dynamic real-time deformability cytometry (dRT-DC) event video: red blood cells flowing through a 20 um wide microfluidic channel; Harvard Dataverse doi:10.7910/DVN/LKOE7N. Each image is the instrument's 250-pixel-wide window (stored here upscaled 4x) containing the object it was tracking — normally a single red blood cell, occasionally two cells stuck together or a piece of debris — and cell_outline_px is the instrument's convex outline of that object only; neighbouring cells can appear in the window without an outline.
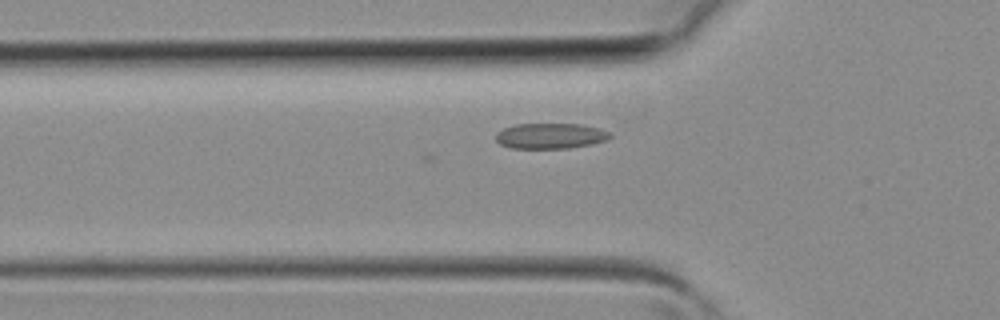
{"species": "common noctule bat (a hibernating species)", "species_latin": "Nyctalus noctula", "temperature_condition": "room temperature", "stored_images_in_passage": 28, "camera_frame_rate_fps": 3000, "um_per_image_px": 0.085, "animal": {"sex": "female", "body_mass_g": 19.3, "forearm_length_mm": 54.1}, "frame": {"image": 1, "passage_image": 3, "time_ms": 0.667, "image_size_px": [1000, 320], "cell_outline_px": [[612, 136], [604, 140], [592, 144], [568, 148], [512, 148], [500, 144], [496, 140], [496, 132], [504, 128], [516, 124], [580, 124], [600, 128], [608, 132]], "centroid_in_image_um": [46.76, 11.55], "position_along_channel_um": 79.0, "area_um2": 16.88}}
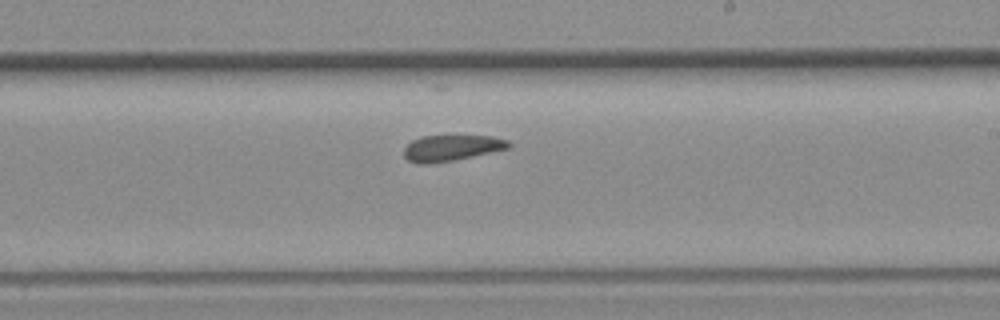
{"frame": {"image": 2, "passage_image": 13, "time_ms": 4.0, "image_size_px": [1000, 320], "cell_outline_px": [[512, 144], [508, 148], [452, 160], [428, 164], [416, 164], [408, 160], [404, 156], [404, 148], [412, 140], [420, 136], [492, 136], [508, 140]], "centroid_in_image_um": [38.33, 12.57], "position_along_channel_um": 250.7, "area_um2": 15.66}}
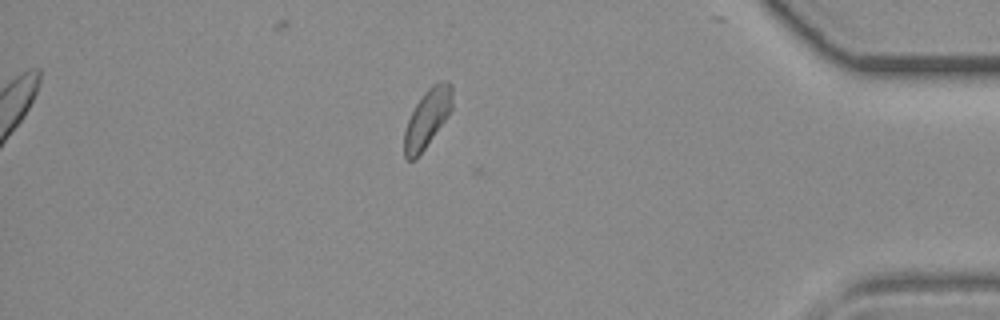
{"frame": {"image": 3, "passage_image": 24, "time_ms": 7.667, "image_size_px": [1000, 320], "cell_outline_px": [[452, 108], [448, 116], [424, 148], [412, 160], [408, 160], [404, 156], [404, 132], [408, 120], [416, 104], [424, 92], [432, 84], [448, 80], [452, 84]], "centroid_in_image_um": [36.33, 10.01], "position_along_channel_um": 398.9, "area_um2": 15.95}}